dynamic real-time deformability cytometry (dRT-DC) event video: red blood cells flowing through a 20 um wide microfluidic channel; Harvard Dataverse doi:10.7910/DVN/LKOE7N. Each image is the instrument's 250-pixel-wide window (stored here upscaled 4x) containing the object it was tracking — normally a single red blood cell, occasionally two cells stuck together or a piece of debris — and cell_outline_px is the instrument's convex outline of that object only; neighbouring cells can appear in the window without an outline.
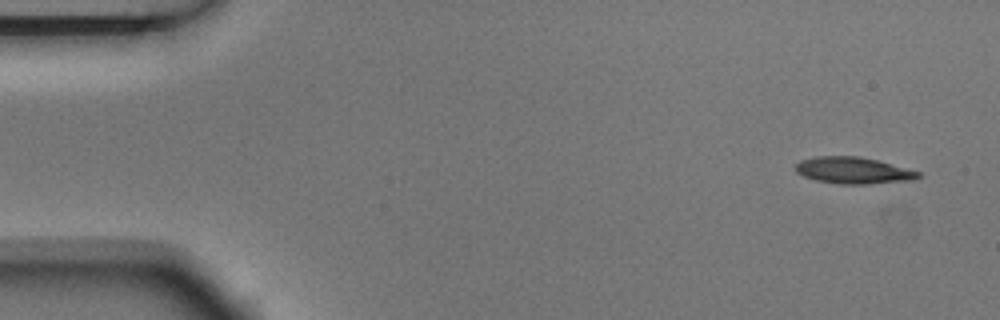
{"species": "Egyptian fruit bat (a non-hibernating species)", "species_latin": "Rousettus aegyptiacus", "temperature_condition": "room temperature", "stored_images_in_passage": 4, "camera_frame_rate_fps": 3000, "um_per_image_px": 0.085, "animal": {"sex": "male"}, "frame": {"image": 1, "passage_image": 1, "time_ms": 0.0, "image_size_px": [1000, 320], "cell_outline_px": [[920, 176], [916, 180], [864, 184], [840, 184], [816, 180], [804, 176], [796, 172], [796, 164], [800, 160], [816, 156], [856, 156], [876, 160], [920, 172]], "centroid_in_image_um": [72.51, 14.49], "position_along_channel_um": 12.5, "area_um2": 18.84}}
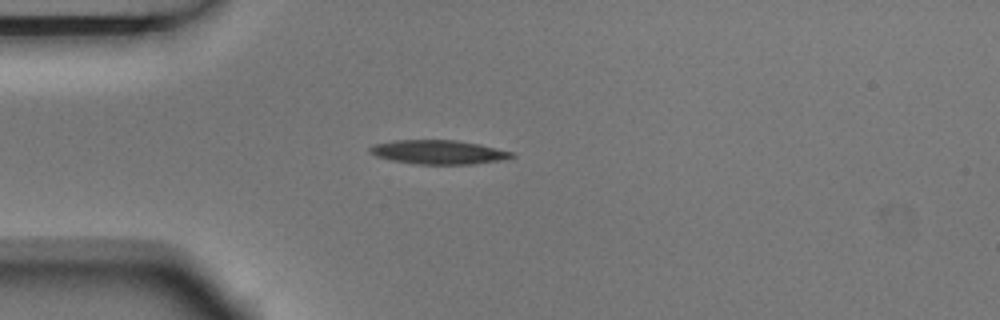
{"frame": {"image": 2, "passage_image": 4, "time_ms": 1.0, "image_size_px": [1000, 320], "cell_outline_px": [[516, 156], [504, 160], [472, 164], [416, 164], [392, 160], [376, 156], [368, 152], [368, 148], [372, 144], [392, 140], [456, 140], [480, 144], [516, 152]], "centroid_in_image_um": [37.29, 12.92], "position_along_channel_um": 47.7, "area_um2": 20.17}}